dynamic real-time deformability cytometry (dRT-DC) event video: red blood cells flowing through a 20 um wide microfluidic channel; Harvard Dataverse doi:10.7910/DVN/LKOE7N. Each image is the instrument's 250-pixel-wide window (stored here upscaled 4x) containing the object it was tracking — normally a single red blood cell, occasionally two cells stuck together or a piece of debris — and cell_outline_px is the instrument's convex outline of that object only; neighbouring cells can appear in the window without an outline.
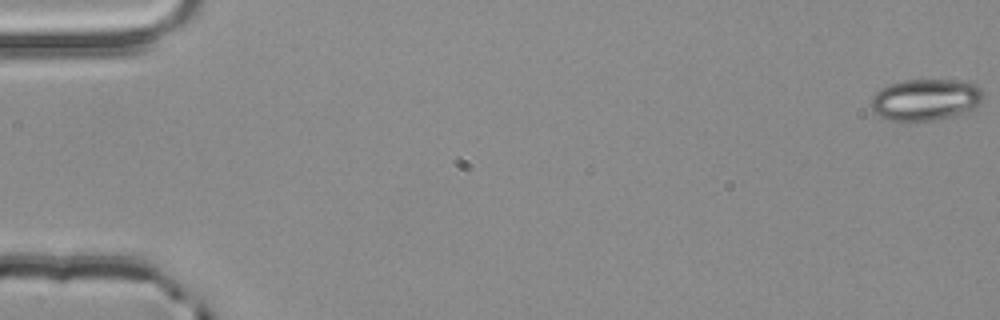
{"species": "common noctule bat (a hibernating species)", "species_latin": "Nyctalus noctula", "temperature_condition": "room temperature", "stored_images_in_passage": 17, "camera_frame_rate_fps": 3000, "um_per_image_px": 0.085, "animal": {"sex": "male", "body_mass_g": 20.4}, "frame": {"image": 1, "passage_image": 1, "time_ms": 0.0, "image_size_px": [1000, 320], "cell_outline_px": [[984, 100], [976, 108], [968, 112], [936, 120], [888, 120], [880, 116], [872, 108], [872, 96], [880, 88], [904, 80], [952, 80], [976, 84], [984, 92]], "centroid_in_image_um": [78.74, 8.47], "position_along_channel_um": 6.3, "area_um2": 27.17}}